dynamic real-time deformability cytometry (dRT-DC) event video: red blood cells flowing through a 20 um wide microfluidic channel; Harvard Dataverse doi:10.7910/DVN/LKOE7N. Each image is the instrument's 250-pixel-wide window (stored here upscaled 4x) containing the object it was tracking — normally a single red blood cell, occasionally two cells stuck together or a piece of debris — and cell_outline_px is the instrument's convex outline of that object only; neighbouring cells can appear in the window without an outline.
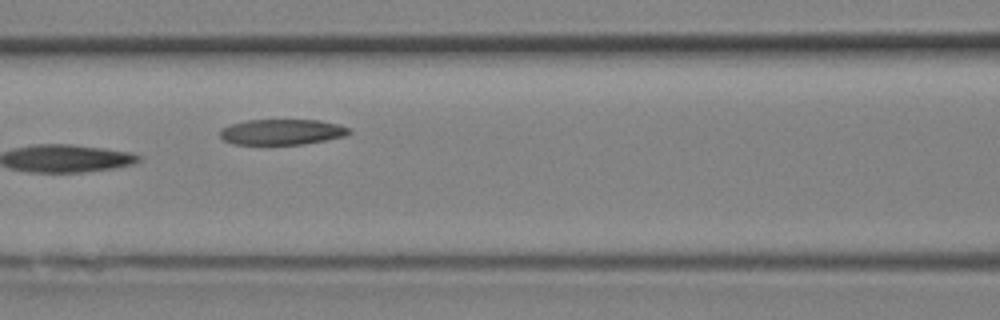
{"species": "Egyptian fruit bat (a non-hibernating species)", "species_latin": "Rousettus aegyptiacus", "temperature_condition": "room temperature", "stored_images_in_passage": 27, "camera_frame_rate_fps": 3000, "um_per_image_px": 0.085, "animal": {"sex": "female"}, "frame": {"image": 1, "passage_image": 12, "time_ms": 3.667, "image_size_px": [1000, 320], "cell_outline_px": [[352, 132], [344, 136], [324, 140], [300, 144], [232, 144], [224, 140], [220, 136], [220, 128], [228, 124], [244, 120], [320, 120], [340, 124], [348, 128]], "centroid_in_image_um": [23.92, 11.2], "position_along_channel_um": 142.7, "area_um2": 19.31}}